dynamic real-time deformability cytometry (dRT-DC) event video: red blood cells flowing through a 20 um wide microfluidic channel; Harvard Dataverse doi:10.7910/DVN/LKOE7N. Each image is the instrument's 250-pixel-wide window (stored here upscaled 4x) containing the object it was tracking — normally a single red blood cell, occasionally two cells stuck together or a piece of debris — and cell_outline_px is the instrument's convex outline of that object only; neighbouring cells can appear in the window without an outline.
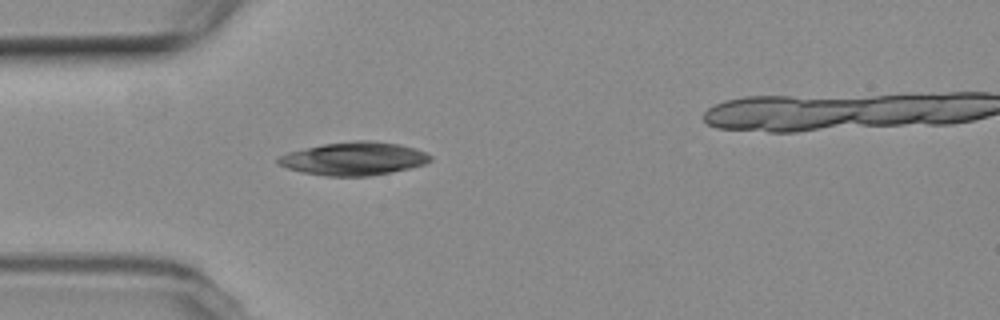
{"species": "common noctule bat (a hibernating species)", "species_latin": "Nyctalus noctula", "temperature_condition": "room temperature", "stored_images_in_passage": 4, "camera_frame_rate_fps": 3000, "um_per_image_px": 0.085, "animal": {"sex": "female", "body_mass_g": 19.3, "forearm_length_mm": 54.1}, "frame": {"image": 1, "passage_image": 3, "time_ms": 4.333, "image_size_px": [1000, 320], "cell_outline_px": [[432, 160], [424, 164], [408, 168], [368, 176], [324, 176], [304, 172], [288, 168], [276, 164], [276, 160], [280, 156], [288, 152], [324, 144], [356, 140], [372, 140], [400, 144], [416, 148], [432, 156]], "centroid_in_image_um": [30.08, 13.47], "position_along_channel_um": 54.9, "area_um2": 29.25}}